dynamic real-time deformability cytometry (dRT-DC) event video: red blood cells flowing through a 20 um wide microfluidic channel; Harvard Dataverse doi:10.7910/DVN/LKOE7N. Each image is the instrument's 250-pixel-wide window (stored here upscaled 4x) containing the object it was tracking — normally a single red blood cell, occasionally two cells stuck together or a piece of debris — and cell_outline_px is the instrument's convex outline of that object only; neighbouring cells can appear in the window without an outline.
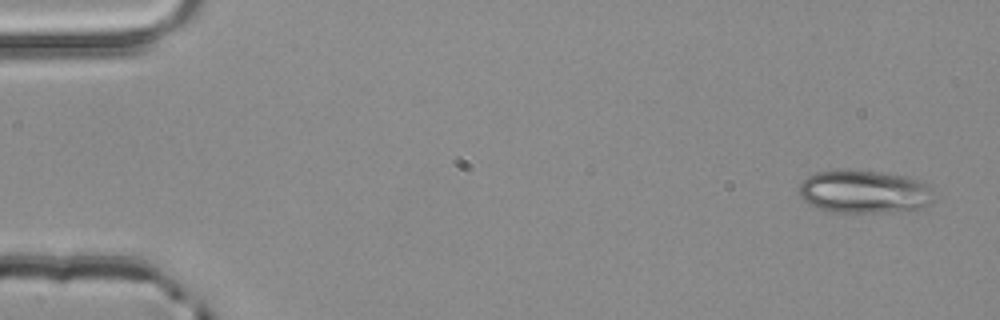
{"species": "common noctule bat (a hibernating species)", "species_latin": "Nyctalus noctula", "temperature_condition": "room temperature", "stored_images_in_passage": 5, "camera_frame_rate_fps": 3000, "um_per_image_px": 0.085, "animal": {"sex": "male", "body_mass_g": 20.4}, "frame": {"image": 1, "passage_image": 1, "time_ms": 0.0, "image_size_px": [1000, 320], "cell_outline_px": [[936, 200], [932, 204], [916, 212], [832, 212], [816, 208], [808, 204], [800, 196], [800, 184], [808, 176], [816, 172], [876, 172], [908, 176], [924, 180], [932, 184]], "centroid_in_image_um": [73.64, 16.35], "position_along_channel_um": 11.4, "area_um2": 34.39}}